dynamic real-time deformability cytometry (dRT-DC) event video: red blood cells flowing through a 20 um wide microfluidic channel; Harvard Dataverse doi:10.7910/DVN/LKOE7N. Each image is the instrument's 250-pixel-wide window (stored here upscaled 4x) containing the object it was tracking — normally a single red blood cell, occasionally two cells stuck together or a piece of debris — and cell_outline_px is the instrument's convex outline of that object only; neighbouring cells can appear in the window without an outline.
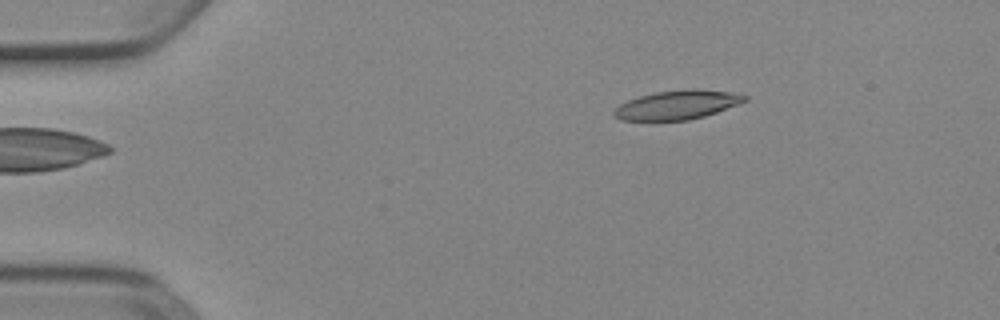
{"species": "Egyptian fruit bat (a non-hibernating species)", "species_latin": "Rousettus aegyptiacus", "temperature_condition": "cold", "stored_images_in_passage": 4, "camera_frame_rate_fps": 3000, "um_per_image_px": 0.085, "animal": {"sex": "female"}, "frame": {"image": 1, "passage_image": 4, "time_ms": 1.0, "image_size_px": [1000, 320], "cell_outline_px": [[748, 100], [740, 104], [704, 116], [688, 120], [620, 120], [612, 116], [612, 112], [620, 104], [628, 100], [640, 96], [656, 92], [692, 88], [696, 88], [728, 92], [748, 96]], "centroid_in_image_um": [57.56, 8.91], "position_along_channel_um": 27.4, "area_um2": 22.08}}